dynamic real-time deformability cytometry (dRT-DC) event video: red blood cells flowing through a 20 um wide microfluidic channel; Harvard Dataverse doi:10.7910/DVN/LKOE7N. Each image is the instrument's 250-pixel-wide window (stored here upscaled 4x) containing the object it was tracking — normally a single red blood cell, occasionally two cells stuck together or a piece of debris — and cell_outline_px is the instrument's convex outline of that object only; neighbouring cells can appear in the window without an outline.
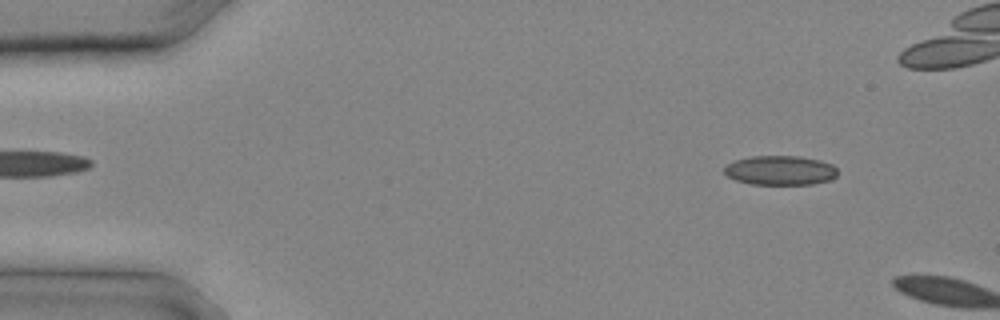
{"species": "common noctule bat (a hibernating species)", "species_latin": "Nyctalus noctula", "temperature_condition": "cold", "stored_images_in_passage": 3, "camera_frame_rate_fps": 3000, "um_per_image_px": 0.085, "animal": {"sex": "male", "body_mass_g": 20.4}, "frame": {"image": 1, "passage_image": 2, "time_ms": 0.333, "image_size_px": [1000, 320], "cell_outline_px": [[836, 176], [832, 180], [812, 184], [752, 184], [736, 180], [728, 176], [724, 172], [724, 168], [728, 164], [736, 160], [748, 156], [800, 156], [820, 160], [832, 164], [836, 168]], "centroid_in_image_um": [66.34, 14.47], "position_along_channel_um": 18.7, "area_um2": 19.42}}